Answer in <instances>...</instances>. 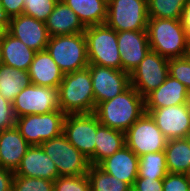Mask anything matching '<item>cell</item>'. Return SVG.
Listing matches in <instances>:
<instances>
[{
	"mask_svg": "<svg viewBox=\"0 0 190 191\" xmlns=\"http://www.w3.org/2000/svg\"><path fill=\"white\" fill-rule=\"evenodd\" d=\"M186 175H187L188 179L190 180V168H189L188 172L186 173Z\"/></svg>",
	"mask_w": 190,
	"mask_h": 191,
	"instance_id": "obj_45",
	"label": "cell"
},
{
	"mask_svg": "<svg viewBox=\"0 0 190 191\" xmlns=\"http://www.w3.org/2000/svg\"><path fill=\"white\" fill-rule=\"evenodd\" d=\"M94 113L101 125L126 132L145 113L144 97L130 85L113 99L99 103Z\"/></svg>",
	"mask_w": 190,
	"mask_h": 191,
	"instance_id": "obj_1",
	"label": "cell"
},
{
	"mask_svg": "<svg viewBox=\"0 0 190 191\" xmlns=\"http://www.w3.org/2000/svg\"><path fill=\"white\" fill-rule=\"evenodd\" d=\"M46 50L64 74L83 70L89 65L84 33L52 36Z\"/></svg>",
	"mask_w": 190,
	"mask_h": 191,
	"instance_id": "obj_4",
	"label": "cell"
},
{
	"mask_svg": "<svg viewBox=\"0 0 190 191\" xmlns=\"http://www.w3.org/2000/svg\"><path fill=\"white\" fill-rule=\"evenodd\" d=\"M122 70L129 74L151 50L147 30L117 32Z\"/></svg>",
	"mask_w": 190,
	"mask_h": 191,
	"instance_id": "obj_16",
	"label": "cell"
},
{
	"mask_svg": "<svg viewBox=\"0 0 190 191\" xmlns=\"http://www.w3.org/2000/svg\"><path fill=\"white\" fill-rule=\"evenodd\" d=\"M1 3L9 19L23 14L24 0H1Z\"/></svg>",
	"mask_w": 190,
	"mask_h": 191,
	"instance_id": "obj_38",
	"label": "cell"
},
{
	"mask_svg": "<svg viewBox=\"0 0 190 191\" xmlns=\"http://www.w3.org/2000/svg\"><path fill=\"white\" fill-rule=\"evenodd\" d=\"M169 75L179 80L190 92V55L171 58L168 61Z\"/></svg>",
	"mask_w": 190,
	"mask_h": 191,
	"instance_id": "obj_34",
	"label": "cell"
},
{
	"mask_svg": "<svg viewBox=\"0 0 190 191\" xmlns=\"http://www.w3.org/2000/svg\"><path fill=\"white\" fill-rule=\"evenodd\" d=\"M9 22H0V42L3 40L6 32H7V26Z\"/></svg>",
	"mask_w": 190,
	"mask_h": 191,
	"instance_id": "obj_41",
	"label": "cell"
},
{
	"mask_svg": "<svg viewBox=\"0 0 190 191\" xmlns=\"http://www.w3.org/2000/svg\"><path fill=\"white\" fill-rule=\"evenodd\" d=\"M7 31L36 52L45 50L50 38L45 22L25 14L11 17Z\"/></svg>",
	"mask_w": 190,
	"mask_h": 191,
	"instance_id": "obj_15",
	"label": "cell"
},
{
	"mask_svg": "<svg viewBox=\"0 0 190 191\" xmlns=\"http://www.w3.org/2000/svg\"><path fill=\"white\" fill-rule=\"evenodd\" d=\"M45 25L50 37L84 33L86 29L76 13L62 0H58Z\"/></svg>",
	"mask_w": 190,
	"mask_h": 191,
	"instance_id": "obj_22",
	"label": "cell"
},
{
	"mask_svg": "<svg viewBox=\"0 0 190 191\" xmlns=\"http://www.w3.org/2000/svg\"><path fill=\"white\" fill-rule=\"evenodd\" d=\"M147 1L109 0L106 24L116 32L147 30Z\"/></svg>",
	"mask_w": 190,
	"mask_h": 191,
	"instance_id": "obj_9",
	"label": "cell"
},
{
	"mask_svg": "<svg viewBox=\"0 0 190 191\" xmlns=\"http://www.w3.org/2000/svg\"><path fill=\"white\" fill-rule=\"evenodd\" d=\"M4 64L3 57H2V51L0 47V67Z\"/></svg>",
	"mask_w": 190,
	"mask_h": 191,
	"instance_id": "obj_43",
	"label": "cell"
},
{
	"mask_svg": "<svg viewBox=\"0 0 190 191\" xmlns=\"http://www.w3.org/2000/svg\"><path fill=\"white\" fill-rule=\"evenodd\" d=\"M28 74L31 84L53 88L59 87L64 76L46 49L35 53Z\"/></svg>",
	"mask_w": 190,
	"mask_h": 191,
	"instance_id": "obj_21",
	"label": "cell"
},
{
	"mask_svg": "<svg viewBox=\"0 0 190 191\" xmlns=\"http://www.w3.org/2000/svg\"><path fill=\"white\" fill-rule=\"evenodd\" d=\"M58 0H24L23 14L45 22Z\"/></svg>",
	"mask_w": 190,
	"mask_h": 191,
	"instance_id": "obj_31",
	"label": "cell"
},
{
	"mask_svg": "<svg viewBox=\"0 0 190 191\" xmlns=\"http://www.w3.org/2000/svg\"><path fill=\"white\" fill-rule=\"evenodd\" d=\"M40 146L50 159L54 161L59 176L87 174L90 167L88 158L78 151L63 133L43 142Z\"/></svg>",
	"mask_w": 190,
	"mask_h": 191,
	"instance_id": "obj_7",
	"label": "cell"
},
{
	"mask_svg": "<svg viewBox=\"0 0 190 191\" xmlns=\"http://www.w3.org/2000/svg\"><path fill=\"white\" fill-rule=\"evenodd\" d=\"M96 106L113 99L130 86V74L123 70L89 64Z\"/></svg>",
	"mask_w": 190,
	"mask_h": 191,
	"instance_id": "obj_13",
	"label": "cell"
},
{
	"mask_svg": "<svg viewBox=\"0 0 190 191\" xmlns=\"http://www.w3.org/2000/svg\"><path fill=\"white\" fill-rule=\"evenodd\" d=\"M139 157L126 145L103 160L98 167L104 172L126 182L131 188L138 175Z\"/></svg>",
	"mask_w": 190,
	"mask_h": 191,
	"instance_id": "obj_19",
	"label": "cell"
},
{
	"mask_svg": "<svg viewBox=\"0 0 190 191\" xmlns=\"http://www.w3.org/2000/svg\"><path fill=\"white\" fill-rule=\"evenodd\" d=\"M169 173L164 151L147 153L139 157L137 178L164 179Z\"/></svg>",
	"mask_w": 190,
	"mask_h": 191,
	"instance_id": "obj_28",
	"label": "cell"
},
{
	"mask_svg": "<svg viewBox=\"0 0 190 191\" xmlns=\"http://www.w3.org/2000/svg\"><path fill=\"white\" fill-rule=\"evenodd\" d=\"M14 191H54V181L44 178L14 176Z\"/></svg>",
	"mask_w": 190,
	"mask_h": 191,
	"instance_id": "obj_32",
	"label": "cell"
},
{
	"mask_svg": "<svg viewBox=\"0 0 190 191\" xmlns=\"http://www.w3.org/2000/svg\"><path fill=\"white\" fill-rule=\"evenodd\" d=\"M31 84L28 71L3 64L0 67V95L13 103L16 96Z\"/></svg>",
	"mask_w": 190,
	"mask_h": 191,
	"instance_id": "obj_26",
	"label": "cell"
},
{
	"mask_svg": "<svg viewBox=\"0 0 190 191\" xmlns=\"http://www.w3.org/2000/svg\"><path fill=\"white\" fill-rule=\"evenodd\" d=\"M169 139L185 138L190 130V103L157 109H145Z\"/></svg>",
	"mask_w": 190,
	"mask_h": 191,
	"instance_id": "obj_14",
	"label": "cell"
},
{
	"mask_svg": "<svg viewBox=\"0 0 190 191\" xmlns=\"http://www.w3.org/2000/svg\"><path fill=\"white\" fill-rule=\"evenodd\" d=\"M58 97L60 110L65 114L93 113L95 99L89 69L64 74Z\"/></svg>",
	"mask_w": 190,
	"mask_h": 191,
	"instance_id": "obj_3",
	"label": "cell"
},
{
	"mask_svg": "<svg viewBox=\"0 0 190 191\" xmlns=\"http://www.w3.org/2000/svg\"><path fill=\"white\" fill-rule=\"evenodd\" d=\"M147 34L151 51L167 59L190 55V39L180 20L149 17Z\"/></svg>",
	"mask_w": 190,
	"mask_h": 191,
	"instance_id": "obj_2",
	"label": "cell"
},
{
	"mask_svg": "<svg viewBox=\"0 0 190 191\" xmlns=\"http://www.w3.org/2000/svg\"><path fill=\"white\" fill-rule=\"evenodd\" d=\"M54 191H91L87 174L78 176H58L54 180Z\"/></svg>",
	"mask_w": 190,
	"mask_h": 191,
	"instance_id": "obj_33",
	"label": "cell"
},
{
	"mask_svg": "<svg viewBox=\"0 0 190 191\" xmlns=\"http://www.w3.org/2000/svg\"><path fill=\"white\" fill-rule=\"evenodd\" d=\"M145 109L190 103V92L179 80L168 75L165 82L144 97Z\"/></svg>",
	"mask_w": 190,
	"mask_h": 191,
	"instance_id": "obj_18",
	"label": "cell"
},
{
	"mask_svg": "<svg viewBox=\"0 0 190 191\" xmlns=\"http://www.w3.org/2000/svg\"><path fill=\"white\" fill-rule=\"evenodd\" d=\"M2 57L5 65L28 71L36 51L27 47L18 38L12 36L8 31L0 42Z\"/></svg>",
	"mask_w": 190,
	"mask_h": 191,
	"instance_id": "obj_23",
	"label": "cell"
},
{
	"mask_svg": "<svg viewBox=\"0 0 190 191\" xmlns=\"http://www.w3.org/2000/svg\"><path fill=\"white\" fill-rule=\"evenodd\" d=\"M85 27L105 24L108 2L105 0H62Z\"/></svg>",
	"mask_w": 190,
	"mask_h": 191,
	"instance_id": "obj_25",
	"label": "cell"
},
{
	"mask_svg": "<svg viewBox=\"0 0 190 191\" xmlns=\"http://www.w3.org/2000/svg\"><path fill=\"white\" fill-rule=\"evenodd\" d=\"M89 64L122 70L117 32L106 23L86 27L84 31Z\"/></svg>",
	"mask_w": 190,
	"mask_h": 191,
	"instance_id": "obj_5",
	"label": "cell"
},
{
	"mask_svg": "<svg viewBox=\"0 0 190 191\" xmlns=\"http://www.w3.org/2000/svg\"><path fill=\"white\" fill-rule=\"evenodd\" d=\"M185 139L188 141L189 145H190V130L188 131Z\"/></svg>",
	"mask_w": 190,
	"mask_h": 191,
	"instance_id": "obj_44",
	"label": "cell"
},
{
	"mask_svg": "<svg viewBox=\"0 0 190 191\" xmlns=\"http://www.w3.org/2000/svg\"><path fill=\"white\" fill-rule=\"evenodd\" d=\"M181 24L190 39V0L187 1V4L184 6L181 15Z\"/></svg>",
	"mask_w": 190,
	"mask_h": 191,
	"instance_id": "obj_40",
	"label": "cell"
},
{
	"mask_svg": "<svg viewBox=\"0 0 190 191\" xmlns=\"http://www.w3.org/2000/svg\"><path fill=\"white\" fill-rule=\"evenodd\" d=\"M126 146L138 157L159 151H164L168 139L157 127L149 113H144L125 132Z\"/></svg>",
	"mask_w": 190,
	"mask_h": 191,
	"instance_id": "obj_10",
	"label": "cell"
},
{
	"mask_svg": "<svg viewBox=\"0 0 190 191\" xmlns=\"http://www.w3.org/2000/svg\"><path fill=\"white\" fill-rule=\"evenodd\" d=\"M14 176L44 178L54 181L59 175L54 161L41 146L31 145L23 156Z\"/></svg>",
	"mask_w": 190,
	"mask_h": 191,
	"instance_id": "obj_17",
	"label": "cell"
},
{
	"mask_svg": "<svg viewBox=\"0 0 190 191\" xmlns=\"http://www.w3.org/2000/svg\"><path fill=\"white\" fill-rule=\"evenodd\" d=\"M31 145L16 127L0 132V166L13 172L19 167L23 156Z\"/></svg>",
	"mask_w": 190,
	"mask_h": 191,
	"instance_id": "obj_20",
	"label": "cell"
},
{
	"mask_svg": "<svg viewBox=\"0 0 190 191\" xmlns=\"http://www.w3.org/2000/svg\"><path fill=\"white\" fill-rule=\"evenodd\" d=\"M131 189L133 191H163V179L136 178Z\"/></svg>",
	"mask_w": 190,
	"mask_h": 191,
	"instance_id": "obj_37",
	"label": "cell"
},
{
	"mask_svg": "<svg viewBox=\"0 0 190 191\" xmlns=\"http://www.w3.org/2000/svg\"><path fill=\"white\" fill-rule=\"evenodd\" d=\"M65 116L61 110L25 115L16 118L15 127L30 145L40 146L63 133Z\"/></svg>",
	"mask_w": 190,
	"mask_h": 191,
	"instance_id": "obj_6",
	"label": "cell"
},
{
	"mask_svg": "<svg viewBox=\"0 0 190 191\" xmlns=\"http://www.w3.org/2000/svg\"><path fill=\"white\" fill-rule=\"evenodd\" d=\"M169 173L186 174L190 168V145L185 138L169 139L164 150Z\"/></svg>",
	"mask_w": 190,
	"mask_h": 191,
	"instance_id": "obj_27",
	"label": "cell"
},
{
	"mask_svg": "<svg viewBox=\"0 0 190 191\" xmlns=\"http://www.w3.org/2000/svg\"><path fill=\"white\" fill-rule=\"evenodd\" d=\"M87 175L91 191H131L126 182L104 172L96 165H90Z\"/></svg>",
	"mask_w": 190,
	"mask_h": 191,
	"instance_id": "obj_29",
	"label": "cell"
},
{
	"mask_svg": "<svg viewBox=\"0 0 190 191\" xmlns=\"http://www.w3.org/2000/svg\"><path fill=\"white\" fill-rule=\"evenodd\" d=\"M188 0H148V17L180 20Z\"/></svg>",
	"mask_w": 190,
	"mask_h": 191,
	"instance_id": "obj_30",
	"label": "cell"
},
{
	"mask_svg": "<svg viewBox=\"0 0 190 191\" xmlns=\"http://www.w3.org/2000/svg\"><path fill=\"white\" fill-rule=\"evenodd\" d=\"M168 61L169 59L150 50L130 73V85L145 97L165 82L169 75Z\"/></svg>",
	"mask_w": 190,
	"mask_h": 191,
	"instance_id": "obj_11",
	"label": "cell"
},
{
	"mask_svg": "<svg viewBox=\"0 0 190 191\" xmlns=\"http://www.w3.org/2000/svg\"><path fill=\"white\" fill-rule=\"evenodd\" d=\"M163 191H190V180L186 174L167 173L163 179Z\"/></svg>",
	"mask_w": 190,
	"mask_h": 191,
	"instance_id": "obj_35",
	"label": "cell"
},
{
	"mask_svg": "<svg viewBox=\"0 0 190 191\" xmlns=\"http://www.w3.org/2000/svg\"><path fill=\"white\" fill-rule=\"evenodd\" d=\"M16 117L13 111V103L0 95V132L15 127Z\"/></svg>",
	"mask_w": 190,
	"mask_h": 191,
	"instance_id": "obj_36",
	"label": "cell"
},
{
	"mask_svg": "<svg viewBox=\"0 0 190 191\" xmlns=\"http://www.w3.org/2000/svg\"><path fill=\"white\" fill-rule=\"evenodd\" d=\"M126 145L125 132L103 126L97 117V133L95 140V165L113 155Z\"/></svg>",
	"mask_w": 190,
	"mask_h": 191,
	"instance_id": "obj_24",
	"label": "cell"
},
{
	"mask_svg": "<svg viewBox=\"0 0 190 191\" xmlns=\"http://www.w3.org/2000/svg\"><path fill=\"white\" fill-rule=\"evenodd\" d=\"M0 22H9L8 16L5 14L3 5L0 0Z\"/></svg>",
	"mask_w": 190,
	"mask_h": 191,
	"instance_id": "obj_42",
	"label": "cell"
},
{
	"mask_svg": "<svg viewBox=\"0 0 190 191\" xmlns=\"http://www.w3.org/2000/svg\"><path fill=\"white\" fill-rule=\"evenodd\" d=\"M97 116L95 113L66 114L63 134L66 139L95 165Z\"/></svg>",
	"mask_w": 190,
	"mask_h": 191,
	"instance_id": "obj_8",
	"label": "cell"
},
{
	"mask_svg": "<svg viewBox=\"0 0 190 191\" xmlns=\"http://www.w3.org/2000/svg\"><path fill=\"white\" fill-rule=\"evenodd\" d=\"M14 172L0 168V191H11L13 188Z\"/></svg>",
	"mask_w": 190,
	"mask_h": 191,
	"instance_id": "obj_39",
	"label": "cell"
},
{
	"mask_svg": "<svg viewBox=\"0 0 190 191\" xmlns=\"http://www.w3.org/2000/svg\"><path fill=\"white\" fill-rule=\"evenodd\" d=\"M60 110L58 88L30 84L16 96L13 102L15 117L45 114Z\"/></svg>",
	"mask_w": 190,
	"mask_h": 191,
	"instance_id": "obj_12",
	"label": "cell"
}]
</instances>
